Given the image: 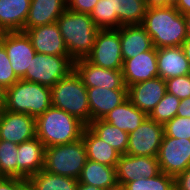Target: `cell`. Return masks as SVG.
Segmentation results:
<instances>
[{
	"label": "cell",
	"instance_id": "cell-38",
	"mask_svg": "<svg viewBox=\"0 0 190 190\" xmlns=\"http://www.w3.org/2000/svg\"><path fill=\"white\" fill-rule=\"evenodd\" d=\"M175 190H190V166L175 177Z\"/></svg>",
	"mask_w": 190,
	"mask_h": 190
},
{
	"label": "cell",
	"instance_id": "cell-34",
	"mask_svg": "<svg viewBox=\"0 0 190 190\" xmlns=\"http://www.w3.org/2000/svg\"><path fill=\"white\" fill-rule=\"evenodd\" d=\"M164 134L176 139L190 140V118L175 116L164 125Z\"/></svg>",
	"mask_w": 190,
	"mask_h": 190
},
{
	"label": "cell",
	"instance_id": "cell-23",
	"mask_svg": "<svg viewBox=\"0 0 190 190\" xmlns=\"http://www.w3.org/2000/svg\"><path fill=\"white\" fill-rule=\"evenodd\" d=\"M31 0H0V33L22 31Z\"/></svg>",
	"mask_w": 190,
	"mask_h": 190
},
{
	"label": "cell",
	"instance_id": "cell-6",
	"mask_svg": "<svg viewBox=\"0 0 190 190\" xmlns=\"http://www.w3.org/2000/svg\"><path fill=\"white\" fill-rule=\"evenodd\" d=\"M86 160L85 143L80 138L71 143L45 148L43 170L78 180Z\"/></svg>",
	"mask_w": 190,
	"mask_h": 190
},
{
	"label": "cell",
	"instance_id": "cell-5",
	"mask_svg": "<svg viewBox=\"0 0 190 190\" xmlns=\"http://www.w3.org/2000/svg\"><path fill=\"white\" fill-rule=\"evenodd\" d=\"M52 106L51 87L19 79L6 89L4 109L38 117Z\"/></svg>",
	"mask_w": 190,
	"mask_h": 190
},
{
	"label": "cell",
	"instance_id": "cell-30",
	"mask_svg": "<svg viewBox=\"0 0 190 190\" xmlns=\"http://www.w3.org/2000/svg\"><path fill=\"white\" fill-rule=\"evenodd\" d=\"M18 145L0 140V177L18 178Z\"/></svg>",
	"mask_w": 190,
	"mask_h": 190
},
{
	"label": "cell",
	"instance_id": "cell-14",
	"mask_svg": "<svg viewBox=\"0 0 190 190\" xmlns=\"http://www.w3.org/2000/svg\"><path fill=\"white\" fill-rule=\"evenodd\" d=\"M36 137L35 117L3 110L0 119V140L19 145Z\"/></svg>",
	"mask_w": 190,
	"mask_h": 190
},
{
	"label": "cell",
	"instance_id": "cell-41",
	"mask_svg": "<svg viewBox=\"0 0 190 190\" xmlns=\"http://www.w3.org/2000/svg\"><path fill=\"white\" fill-rule=\"evenodd\" d=\"M179 0H145L148 7L176 6Z\"/></svg>",
	"mask_w": 190,
	"mask_h": 190
},
{
	"label": "cell",
	"instance_id": "cell-42",
	"mask_svg": "<svg viewBox=\"0 0 190 190\" xmlns=\"http://www.w3.org/2000/svg\"><path fill=\"white\" fill-rule=\"evenodd\" d=\"M175 8L183 15L190 13V0H179Z\"/></svg>",
	"mask_w": 190,
	"mask_h": 190
},
{
	"label": "cell",
	"instance_id": "cell-7",
	"mask_svg": "<svg viewBox=\"0 0 190 190\" xmlns=\"http://www.w3.org/2000/svg\"><path fill=\"white\" fill-rule=\"evenodd\" d=\"M73 70L74 60L70 56L47 55L36 52L22 80L52 87Z\"/></svg>",
	"mask_w": 190,
	"mask_h": 190
},
{
	"label": "cell",
	"instance_id": "cell-20",
	"mask_svg": "<svg viewBox=\"0 0 190 190\" xmlns=\"http://www.w3.org/2000/svg\"><path fill=\"white\" fill-rule=\"evenodd\" d=\"M66 9L67 0H31L22 32L33 27L55 23Z\"/></svg>",
	"mask_w": 190,
	"mask_h": 190
},
{
	"label": "cell",
	"instance_id": "cell-4",
	"mask_svg": "<svg viewBox=\"0 0 190 190\" xmlns=\"http://www.w3.org/2000/svg\"><path fill=\"white\" fill-rule=\"evenodd\" d=\"M52 106L76 117L86 126L91 122L87 87L73 70L51 87Z\"/></svg>",
	"mask_w": 190,
	"mask_h": 190
},
{
	"label": "cell",
	"instance_id": "cell-32",
	"mask_svg": "<svg viewBox=\"0 0 190 190\" xmlns=\"http://www.w3.org/2000/svg\"><path fill=\"white\" fill-rule=\"evenodd\" d=\"M180 102L181 100L175 95L166 92L148 117L159 124L165 125L176 116Z\"/></svg>",
	"mask_w": 190,
	"mask_h": 190
},
{
	"label": "cell",
	"instance_id": "cell-9",
	"mask_svg": "<svg viewBox=\"0 0 190 190\" xmlns=\"http://www.w3.org/2000/svg\"><path fill=\"white\" fill-rule=\"evenodd\" d=\"M164 135V125L147 117L141 125L129 133L127 155L157 157Z\"/></svg>",
	"mask_w": 190,
	"mask_h": 190
},
{
	"label": "cell",
	"instance_id": "cell-12",
	"mask_svg": "<svg viewBox=\"0 0 190 190\" xmlns=\"http://www.w3.org/2000/svg\"><path fill=\"white\" fill-rule=\"evenodd\" d=\"M161 172L158 158L151 156L120 155L116 165L117 184L124 186L140 178H152Z\"/></svg>",
	"mask_w": 190,
	"mask_h": 190
},
{
	"label": "cell",
	"instance_id": "cell-10",
	"mask_svg": "<svg viewBox=\"0 0 190 190\" xmlns=\"http://www.w3.org/2000/svg\"><path fill=\"white\" fill-rule=\"evenodd\" d=\"M157 158L160 170L176 177L190 166V140L164 134Z\"/></svg>",
	"mask_w": 190,
	"mask_h": 190
},
{
	"label": "cell",
	"instance_id": "cell-24",
	"mask_svg": "<svg viewBox=\"0 0 190 190\" xmlns=\"http://www.w3.org/2000/svg\"><path fill=\"white\" fill-rule=\"evenodd\" d=\"M147 117L144 112L135 107L127 98L105 115L102 120L129 134L135 131Z\"/></svg>",
	"mask_w": 190,
	"mask_h": 190
},
{
	"label": "cell",
	"instance_id": "cell-26",
	"mask_svg": "<svg viewBox=\"0 0 190 190\" xmlns=\"http://www.w3.org/2000/svg\"><path fill=\"white\" fill-rule=\"evenodd\" d=\"M82 140L88 160L116 167L121 154L101 140L88 126L83 131Z\"/></svg>",
	"mask_w": 190,
	"mask_h": 190
},
{
	"label": "cell",
	"instance_id": "cell-47",
	"mask_svg": "<svg viewBox=\"0 0 190 190\" xmlns=\"http://www.w3.org/2000/svg\"><path fill=\"white\" fill-rule=\"evenodd\" d=\"M184 17H185L187 37H190V13L185 14Z\"/></svg>",
	"mask_w": 190,
	"mask_h": 190
},
{
	"label": "cell",
	"instance_id": "cell-48",
	"mask_svg": "<svg viewBox=\"0 0 190 190\" xmlns=\"http://www.w3.org/2000/svg\"><path fill=\"white\" fill-rule=\"evenodd\" d=\"M108 190H124V188L120 185H117L115 188L108 189Z\"/></svg>",
	"mask_w": 190,
	"mask_h": 190
},
{
	"label": "cell",
	"instance_id": "cell-19",
	"mask_svg": "<svg viewBox=\"0 0 190 190\" xmlns=\"http://www.w3.org/2000/svg\"><path fill=\"white\" fill-rule=\"evenodd\" d=\"M91 121L103 119L127 99V89L87 88Z\"/></svg>",
	"mask_w": 190,
	"mask_h": 190
},
{
	"label": "cell",
	"instance_id": "cell-8",
	"mask_svg": "<svg viewBox=\"0 0 190 190\" xmlns=\"http://www.w3.org/2000/svg\"><path fill=\"white\" fill-rule=\"evenodd\" d=\"M86 59L102 68L122 70L123 59L119 28L99 30L92 51Z\"/></svg>",
	"mask_w": 190,
	"mask_h": 190
},
{
	"label": "cell",
	"instance_id": "cell-31",
	"mask_svg": "<svg viewBox=\"0 0 190 190\" xmlns=\"http://www.w3.org/2000/svg\"><path fill=\"white\" fill-rule=\"evenodd\" d=\"M124 190H175V177L162 171L152 178H140L134 182H128L123 186Z\"/></svg>",
	"mask_w": 190,
	"mask_h": 190
},
{
	"label": "cell",
	"instance_id": "cell-16",
	"mask_svg": "<svg viewBox=\"0 0 190 190\" xmlns=\"http://www.w3.org/2000/svg\"><path fill=\"white\" fill-rule=\"evenodd\" d=\"M122 75L126 87L158 77L157 49L154 47L124 60Z\"/></svg>",
	"mask_w": 190,
	"mask_h": 190
},
{
	"label": "cell",
	"instance_id": "cell-27",
	"mask_svg": "<svg viewBox=\"0 0 190 190\" xmlns=\"http://www.w3.org/2000/svg\"><path fill=\"white\" fill-rule=\"evenodd\" d=\"M111 15H116L119 27L140 25L147 11L145 0H110Z\"/></svg>",
	"mask_w": 190,
	"mask_h": 190
},
{
	"label": "cell",
	"instance_id": "cell-28",
	"mask_svg": "<svg viewBox=\"0 0 190 190\" xmlns=\"http://www.w3.org/2000/svg\"><path fill=\"white\" fill-rule=\"evenodd\" d=\"M88 127L121 155L126 154L129 134L102 119L91 121Z\"/></svg>",
	"mask_w": 190,
	"mask_h": 190
},
{
	"label": "cell",
	"instance_id": "cell-43",
	"mask_svg": "<svg viewBox=\"0 0 190 190\" xmlns=\"http://www.w3.org/2000/svg\"><path fill=\"white\" fill-rule=\"evenodd\" d=\"M181 47L183 49L186 59L189 61V64H190V37H187L183 41Z\"/></svg>",
	"mask_w": 190,
	"mask_h": 190
},
{
	"label": "cell",
	"instance_id": "cell-3",
	"mask_svg": "<svg viewBox=\"0 0 190 190\" xmlns=\"http://www.w3.org/2000/svg\"><path fill=\"white\" fill-rule=\"evenodd\" d=\"M36 137L45 148L63 145L82 138L86 125L67 112L51 106L35 118Z\"/></svg>",
	"mask_w": 190,
	"mask_h": 190
},
{
	"label": "cell",
	"instance_id": "cell-45",
	"mask_svg": "<svg viewBox=\"0 0 190 190\" xmlns=\"http://www.w3.org/2000/svg\"><path fill=\"white\" fill-rule=\"evenodd\" d=\"M76 190H102L101 188L94 187L88 184L78 183Z\"/></svg>",
	"mask_w": 190,
	"mask_h": 190
},
{
	"label": "cell",
	"instance_id": "cell-11",
	"mask_svg": "<svg viewBox=\"0 0 190 190\" xmlns=\"http://www.w3.org/2000/svg\"><path fill=\"white\" fill-rule=\"evenodd\" d=\"M0 42L4 45L12 69L19 79L25 76L36 51L25 32H2Z\"/></svg>",
	"mask_w": 190,
	"mask_h": 190
},
{
	"label": "cell",
	"instance_id": "cell-39",
	"mask_svg": "<svg viewBox=\"0 0 190 190\" xmlns=\"http://www.w3.org/2000/svg\"><path fill=\"white\" fill-rule=\"evenodd\" d=\"M0 190H20V179L0 177Z\"/></svg>",
	"mask_w": 190,
	"mask_h": 190
},
{
	"label": "cell",
	"instance_id": "cell-29",
	"mask_svg": "<svg viewBox=\"0 0 190 190\" xmlns=\"http://www.w3.org/2000/svg\"><path fill=\"white\" fill-rule=\"evenodd\" d=\"M28 180L37 190H76L79 183L75 178L57 175L43 169Z\"/></svg>",
	"mask_w": 190,
	"mask_h": 190
},
{
	"label": "cell",
	"instance_id": "cell-33",
	"mask_svg": "<svg viewBox=\"0 0 190 190\" xmlns=\"http://www.w3.org/2000/svg\"><path fill=\"white\" fill-rule=\"evenodd\" d=\"M90 17L100 30L119 28L117 16L111 15L110 0H99L90 13Z\"/></svg>",
	"mask_w": 190,
	"mask_h": 190
},
{
	"label": "cell",
	"instance_id": "cell-44",
	"mask_svg": "<svg viewBox=\"0 0 190 190\" xmlns=\"http://www.w3.org/2000/svg\"><path fill=\"white\" fill-rule=\"evenodd\" d=\"M20 190H37L28 179H20Z\"/></svg>",
	"mask_w": 190,
	"mask_h": 190
},
{
	"label": "cell",
	"instance_id": "cell-40",
	"mask_svg": "<svg viewBox=\"0 0 190 190\" xmlns=\"http://www.w3.org/2000/svg\"><path fill=\"white\" fill-rule=\"evenodd\" d=\"M176 116L190 118V97L181 100Z\"/></svg>",
	"mask_w": 190,
	"mask_h": 190
},
{
	"label": "cell",
	"instance_id": "cell-35",
	"mask_svg": "<svg viewBox=\"0 0 190 190\" xmlns=\"http://www.w3.org/2000/svg\"><path fill=\"white\" fill-rule=\"evenodd\" d=\"M19 78L14 73L4 45L0 42V85L11 87Z\"/></svg>",
	"mask_w": 190,
	"mask_h": 190
},
{
	"label": "cell",
	"instance_id": "cell-25",
	"mask_svg": "<svg viewBox=\"0 0 190 190\" xmlns=\"http://www.w3.org/2000/svg\"><path fill=\"white\" fill-rule=\"evenodd\" d=\"M78 182L98 187L102 190L115 188L118 185L116 180V167L87 159Z\"/></svg>",
	"mask_w": 190,
	"mask_h": 190
},
{
	"label": "cell",
	"instance_id": "cell-46",
	"mask_svg": "<svg viewBox=\"0 0 190 190\" xmlns=\"http://www.w3.org/2000/svg\"><path fill=\"white\" fill-rule=\"evenodd\" d=\"M6 89L0 85V106L5 105Z\"/></svg>",
	"mask_w": 190,
	"mask_h": 190
},
{
	"label": "cell",
	"instance_id": "cell-49",
	"mask_svg": "<svg viewBox=\"0 0 190 190\" xmlns=\"http://www.w3.org/2000/svg\"><path fill=\"white\" fill-rule=\"evenodd\" d=\"M3 110H4V106H0V119H1V116H2V113H3Z\"/></svg>",
	"mask_w": 190,
	"mask_h": 190
},
{
	"label": "cell",
	"instance_id": "cell-15",
	"mask_svg": "<svg viewBox=\"0 0 190 190\" xmlns=\"http://www.w3.org/2000/svg\"><path fill=\"white\" fill-rule=\"evenodd\" d=\"M166 92V80L158 76L127 87V98L148 116Z\"/></svg>",
	"mask_w": 190,
	"mask_h": 190
},
{
	"label": "cell",
	"instance_id": "cell-1",
	"mask_svg": "<svg viewBox=\"0 0 190 190\" xmlns=\"http://www.w3.org/2000/svg\"><path fill=\"white\" fill-rule=\"evenodd\" d=\"M141 25L156 49L181 46L187 38L185 17L175 6L148 7Z\"/></svg>",
	"mask_w": 190,
	"mask_h": 190
},
{
	"label": "cell",
	"instance_id": "cell-22",
	"mask_svg": "<svg viewBox=\"0 0 190 190\" xmlns=\"http://www.w3.org/2000/svg\"><path fill=\"white\" fill-rule=\"evenodd\" d=\"M157 66L159 77L164 80L190 74V64L181 46L158 48Z\"/></svg>",
	"mask_w": 190,
	"mask_h": 190
},
{
	"label": "cell",
	"instance_id": "cell-37",
	"mask_svg": "<svg viewBox=\"0 0 190 190\" xmlns=\"http://www.w3.org/2000/svg\"><path fill=\"white\" fill-rule=\"evenodd\" d=\"M99 0H67V9L90 14Z\"/></svg>",
	"mask_w": 190,
	"mask_h": 190
},
{
	"label": "cell",
	"instance_id": "cell-13",
	"mask_svg": "<svg viewBox=\"0 0 190 190\" xmlns=\"http://www.w3.org/2000/svg\"><path fill=\"white\" fill-rule=\"evenodd\" d=\"M74 70L87 88L127 89L122 70L102 68L89 62L86 58L74 61Z\"/></svg>",
	"mask_w": 190,
	"mask_h": 190
},
{
	"label": "cell",
	"instance_id": "cell-2",
	"mask_svg": "<svg viewBox=\"0 0 190 190\" xmlns=\"http://www.w3.org/2000/svg\"><path fill=\"white\" fill-rule=\"evenodd\" d=\"M69 56L74 60L86 58L94 46L100 30L90 14L66 9L56 21Z\"/></svg>",
	"mask_w": 190,
	"mask_h": 190
},
{
	"label": "cell",
	"instance_id": "cell-21",
	"mask_svg": "<svg viewBox=\"0 0 190 190\" xmlns=\"http://www.w3.org/2000/svg\"><path fill=\"white\" fill-rule=\"evenodd\" d=\"M119 34L123 61L154 48L150 35L141 24L121 26Z\"/></svg>",
	"mask_w": 190,
	"mask_h": 190
},
{
	"label": "cell",
	"instance_id": "cell-17",
	"mask_svg": "<svg viewBox=\"0 0 190 190\" xmlns=\"http://www.w3.org/2000/svg\"><path fill=\"white\" fill-rule=\"evenodd\" d=\"M35 51L47 55L69 56L57 22L24 31Z\"/></svg>",
	"mask_w": 190,
	"mask_h": 190
},
{
	"label": "cell",
	"instance_id": "cell-18",
	"mask_svg": "<svg viewBox=\"0 0 190 190\" xmlns=\"http://www.w3.org/2000/svg\"><path fill=\"white\" fill-rule=\"evenodd\" d=\"M17 151L19 179H29L44 168L45 146L37 137L20 143Z\"/></svg>",
	"mask_w": 190,
	"mask_h": 190
},
{
	"label": "cell",
	"instance_id": "cell-36",
	"mask_svg": "<svg viewBox=\"0 0 190 190\" xmlns=\"http://www.w3.org/2000/svg\"><path fill=\"white\" fill-rule=\"evenodd\" d=\"M166 90L180 100L190 97V74L167 79Z\"/></svg>",
	"mask_w": 190,
	"mask_h": 190
}]
</instances>
